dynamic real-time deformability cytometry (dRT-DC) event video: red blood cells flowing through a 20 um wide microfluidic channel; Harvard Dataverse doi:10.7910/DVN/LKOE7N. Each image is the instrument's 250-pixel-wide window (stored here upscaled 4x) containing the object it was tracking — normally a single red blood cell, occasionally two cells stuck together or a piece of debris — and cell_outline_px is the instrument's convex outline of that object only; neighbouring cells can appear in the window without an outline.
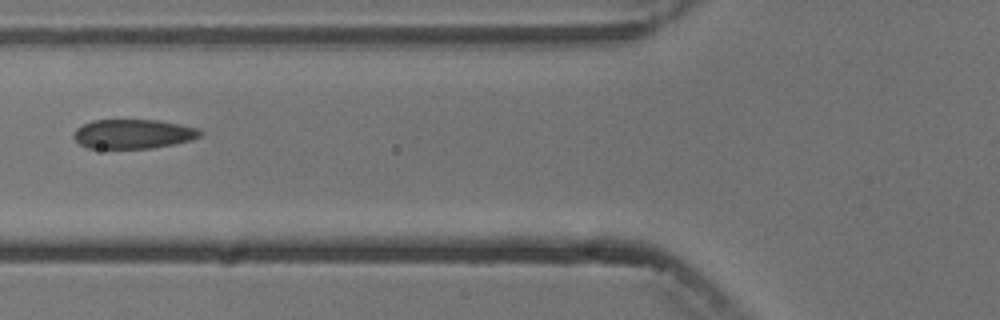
{"species": "common noctule bat (a hibernating species)", "species_latin": "Nyctalus noctula", "temperature_condition": "cold", "stored_images_in_passage": 3, "camera_frame_rate_fps": 3000, "um_per_image_px": 0.085, "animal": {"sex": "male", "body_mass_g": 13.3}, "frame": {"image": 1, "passage_image": 2, "time_ms": 1.333, "image_size_px": [1000, 320], "cell_outline_px": [[204, 132], [200, 136], [192, 140], [152, 148], [88, 148], [80, 144], [72, 136], [72, 132], [76, 128], [92, 120], [160, 120], [200, 128]], "centroid_in_image_um": [11.33, 11.38], "position_along_channel_um": 114.5, "area_um2": 21.79}}
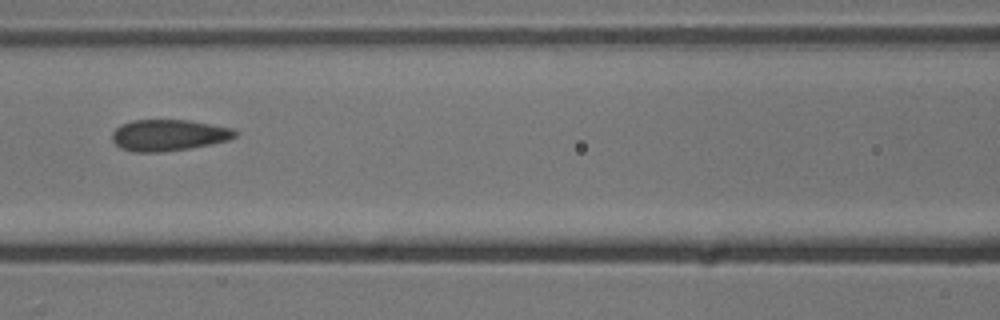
{"frame": {"image": 2, "passage_image": 3, "time_ms": 2.333, "image_size_px": [1000, 320], "cell_outline_px": [[236, 136], [228, 140], [188, 148], [160, 152], [132, 152], [120, 148], [112, 140], [112, 132], [120, 124], [132, 120], [188, 120], [232, 128], [236, 132]], "centroid_in_image_um": [14.27, 11.48], "position_along_channel_um": 152.3, "area_um2": 22.31}}